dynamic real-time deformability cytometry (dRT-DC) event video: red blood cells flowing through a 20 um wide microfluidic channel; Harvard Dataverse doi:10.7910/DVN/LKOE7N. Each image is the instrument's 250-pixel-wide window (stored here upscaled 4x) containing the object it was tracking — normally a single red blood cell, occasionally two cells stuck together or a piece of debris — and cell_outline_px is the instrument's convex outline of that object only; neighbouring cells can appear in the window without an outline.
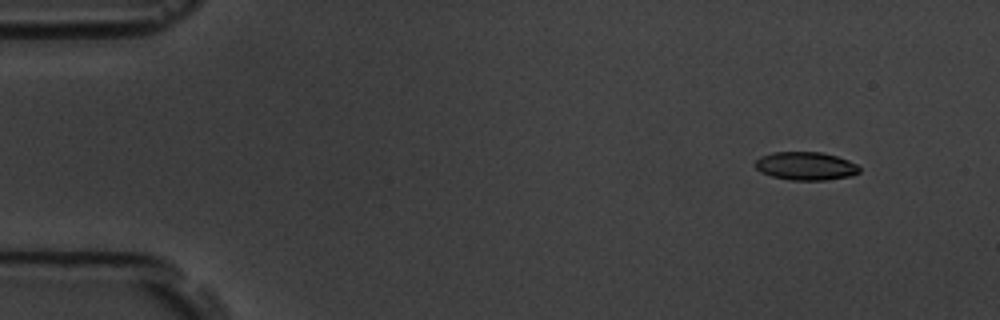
{"species": "common noctule bat (a hibernating species)", "species_latin": "Nyctalus noctula", "temperature_condition": "room temperature", "stored_images_in_passage": 5, "camera_frame_rate_fps": 3000, "um_per_image_px": 0.085, "animal": {"sex": "male", "body_mass_g": 19.5, "forearm_length_mm": 54.6}, "frame": {"image": 1, "passage_image": 1, "time_ms": 0.0, "image_size_px": [1000, 320], "cell_outline_px": [[860, 172], [852, 176], [824, 180], [792, 180], [772, 176], [760, 172], [756, 168], [756, 160], [760, 156], [772, 152], [820, 152], [836, 156], [848, 160], [856, 164], [860, 168]], "centroid_in_image_um": [68.49, 14.11], "position_along_channel_um": 16.5, "area_um2": 17.11}}
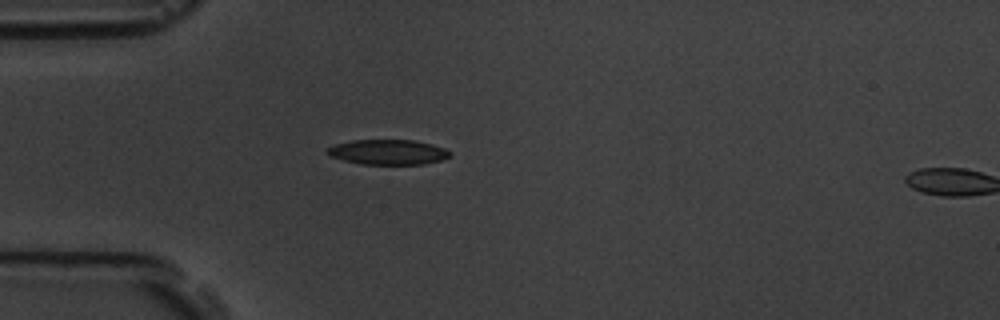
{"frame": {"image": 2, "passage_image": 4, "time_ms": 3.667, "image_size_px": [1000, 320], "cell_outline_px": [[452, 156], [440, 160], [424, 164], [360, 164], [328, 156], [324, 152], [328, 148], [336, 144], [352, 140], [412, 140], [432, 144], [444, 148], [452, 152]], "centroid_in_image_um": [32.97, 12.93], "position_along_channel_um": 52.0, "area_um2": 17.98}}